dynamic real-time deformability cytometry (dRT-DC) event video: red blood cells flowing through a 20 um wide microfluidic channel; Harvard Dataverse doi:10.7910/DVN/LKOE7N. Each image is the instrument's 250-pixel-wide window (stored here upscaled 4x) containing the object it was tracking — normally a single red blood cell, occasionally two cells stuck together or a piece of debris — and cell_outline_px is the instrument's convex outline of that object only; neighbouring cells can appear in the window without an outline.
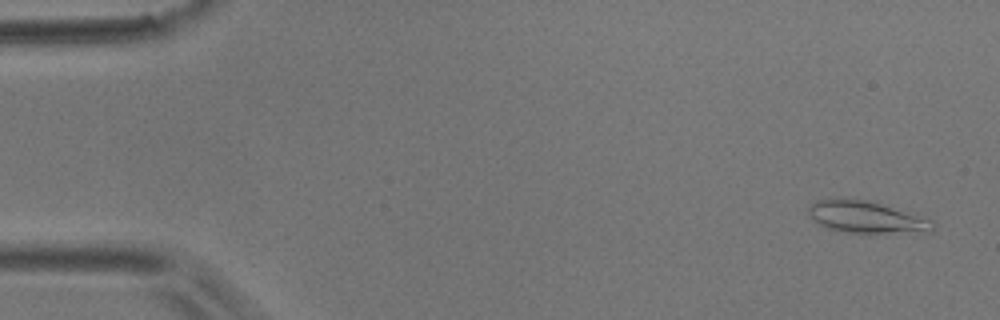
{"species": "common noctule bat (a hibernating species)", "species_latin": "Nyctalus noctula", "temperature_condition": "room temperature", "stored_images_in_passage": 52, "camera_frame_rate_fps": 3000, "um_per_image_px": 0.085, "animal": {"sex": "male", "body_mass_g": 17.9}, "frame": {"image": 1, "passage_image": 3, "time_ms": 0.667, "image_size_px": [1000, 320], "cell_outline_px": [[932, 232], [844, 232], [828, 228], [820, 224], [808, 212], [808, 204], [816, 200], [840, 196], [876, 200], [916, 212], [932, 220]], "centroid_in_image_um": [73.67, 18.37], "position_along_channel_um": 11.3, "area_um2": 24.04}}
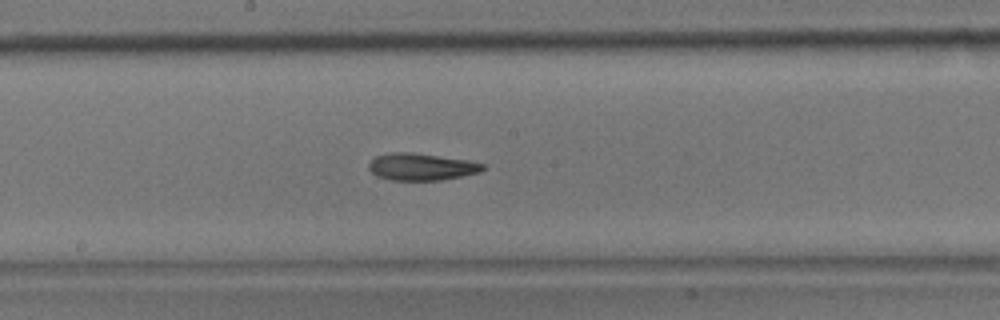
{"frame": {"image": 2, "passage_image": 28, "time_ms": 9.0, "image_size_px": [1000, 320], "cell_outline_px": [[484, 168], [480, 172], [440, 180], [392, 180], [376, 176], [368, 168], [368, 164], [376, 156], [392, 152], [412, 152], [468, 160], [484, 164]], "centroid_in_image_um": [35.79, 14.17], "position_along_channel_um": 212.4, "area_um2": 17.86}}
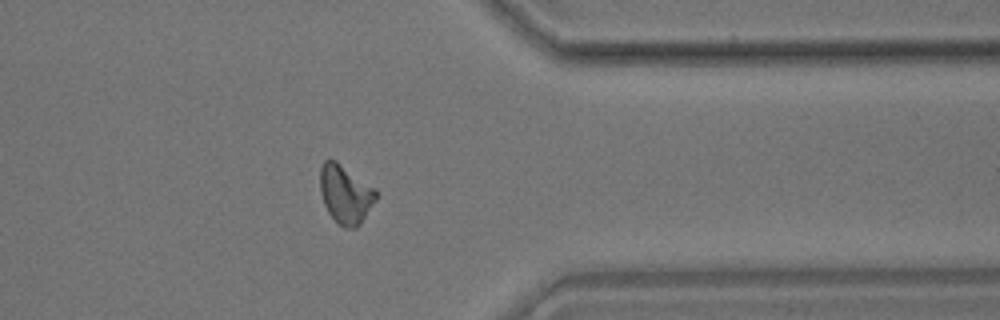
{"frame": {"image": 3, "passage_image": 42, "time_ms": 13.667, "image_size_px": [1000, 320], "cell_outline_px": [[376, 200], [360, 224], [356, 228], [344, 228], [328, 212], [324, 204], [320, 192], [320, 168], [324, 160], [336, 160], [376, 188]], "centroid_in_image_um": [29.36, 16.49], "position_along_channel_um": 382.0, "area_um2": 19.07}, "authors_computed_cell_mechanics": {"area_um2": 18.5827, "velocity_mm_per_s": 3.8614, "shape_relaxation_time_tau1_ms": 8.3623, "shape_relaxation_time_tau2_ms": 1.5821, "deformation_change_tau1": 0.2207, "deformation_change_tau2": 0.0792}}